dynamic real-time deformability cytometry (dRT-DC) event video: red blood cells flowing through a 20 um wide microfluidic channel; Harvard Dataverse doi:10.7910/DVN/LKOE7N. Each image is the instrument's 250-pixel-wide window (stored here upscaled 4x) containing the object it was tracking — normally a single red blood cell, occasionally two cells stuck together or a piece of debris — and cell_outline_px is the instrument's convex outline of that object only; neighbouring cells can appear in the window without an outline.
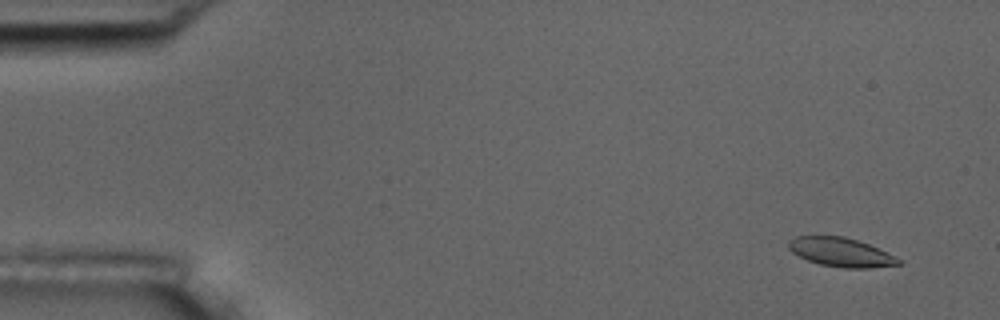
{"species": "common noctule bat (a hibernating species)", "species_latin": "Nyctalus noctula", "temperature_condition": "room temperature", "stored_images_in_passage": 5, "segment_of_instrument_passage": [1, 2], "camera_frame_rate_fps": 3000, "um_per_image_px": 0.085, "animal": {"sex": "male", "body_mass_g": 17.5, "forearm_length_mm": 52.3}, "frame": {"image": 1, "passage_image": 1, "time_ms": 0.0, "image_size_px": [1000, 320], "cell_outline_px": [[904, 260], [900, 264], [868, 268], [844, 268], [820, 264], [808, 260], [792, 252], [788, 248], [788, 240], [796, 236], [844, 236], [868, 244], [888, 252]], "centroid_in_image_um": [71.5, 21.44], "position_along_channel_um": 13.5, "area_um2": 18.55}}